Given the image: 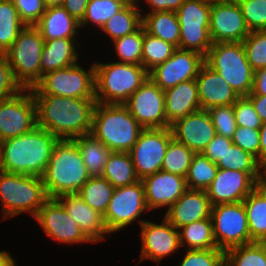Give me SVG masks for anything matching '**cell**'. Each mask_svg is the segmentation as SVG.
Returning a JSON list of instances; mask_svg holds the SVG:
<instances>
[{
    "label": "cell",
    "instance_id": "obj_1",
    "mask_svg": "<svg viewBox=\"0 0 266 266\" xmlns=\"http://www.w3.org/2000/svg\"><path fill=\"white\" fill-rule=\"evenodd\" d=\"M36 103L37 126L58 139L73 140L92 129L95 98H72L41 95L30 89Z\"/></svg>",
    "mask_w": 266,
    "mask_h": 266
},
{
    "label": "cell",
    "instance_id": "obj_2",
    "mask_svg": "<svg viewBox=\"0 0 266 266\" xmlns=\"http://www.w3.org/2000/svg\"><path fill=\"white\" fill-rule=\"evenodd\" d=\"M58 140L35 126L26 134L0 142V170L41 177Z\"/></svg>",
    "mask_w": 266,
    "mask_h": 266
},
{
    "label": "cell",
    "instance_id": "obj_3",
    "mask_svg": "<svg viewBox=\"0 0 266 266\" xmlns=\"http://www.w3.org/2000/svg\"><path fill=\"white\" fill-rule=\"evenodd\" d=\"M90 177L76 142L59 139L41 176L47 196L75 194Z\"/></svg>",
    "mask_w": 266,
    "mask_h": 266
},
{
    "label": "cell",
    "instance_id": "obj_4",
    "mask_svg": "<svg viewBox=\"0 0 266 266\" xmlns=\"http://www.w3.org/2000/svg\"><path fill=\"white\" fill-rule=\"evenodd\" d=\"M143 129L124 104L96 103L90 133L112 152H129Z\"/></svg>",
    "mask_w": 266,
    "mask_h": 266
},
{
    "label": "cell",
    "instance_id": "obj_5",
    "mask_svg": "<svg viewBox=\"0 0 266 266\" xmlns=\"http://www.w3.org/2000/svg\"><path fill=\"white\" fill-rule=\"evenodd\" d=\"M94 68L95 99L100 104H124L149 77L138 64L95 61Z\"/></svg>",
    "mask_w": 266,
    "mask_h": 266
},
{
    "label": "cell",
    "instance_id": "obj_6",
    "mask_svg": "<svg viewBox=\"0 0 266 266\" xmlns=\"http://www.w3.org/2000/svg\"><path fill=\"white\" fill-rule=\"evenodd\" d=\"M49 199L41 177L0 170V201L3 219L28 212L33 218Z\"/></svg>",
    "mask_w": 266,
    "mask_h": 266
},
{
    "label": "cell",
    "instance_id": "obj_7",
    "mask_svg": "<svg viewBox=\"0 0 266 266\" xmlns=\"http://www.w3.org/2000/svg\"><path fill=\"white\" fill-rule=\"evenodd\" d=\"M204 63L219 73L239 96L252 92L254 71L247 61L242 42L213 43Z\"/></svg>",
    "mask_w": 266,
    "mask_h": 266
},
{
    "label": "cell",
    "instance_id": "obj_8",
    "mask_svg": "<svg viewBox=\"0 0 266 266\" xmlns=\"http://www.w3.org/2000/svg\"><path fill=\"white\" fill-rule=\"evenodd\" d=\"M44 39L36 26L26 25L4 53L14 79L23 89L33 88L41 80L40 58Z\"/></svg>",
    "mask_w": 266,
    "mask_h": 266
},
{
    "label": "cell",
    "instance_id": "obj_9",
    "mask_svg": "<svg viewBox=\"0 0 266 266\" xmlns=\"http://www.w3.org/2000/svg\"><path fill=\"white\" fill-rule=\"evenodd\" d=\"M41 95L72 98H95V68L85 70L79 63L47 72L34 86Z\"/></svg>",
    "mask_w": 266,
    "mask_h": 266
},
{
    "label": "cell",
    "instance_id": "obj_10",
    "mask_svg": "<svg viewBox=\"0 0 266 266\" xmlns=\"http://www.w3.org/2000/svg\"><path fill=\"white\" fill-rule=\"evenodd\" d=\"M211 3L185 0L176 11L180 24L179 48L206 56L213 45L210 37Z\"/></svg>",
    "mask_w": 266,
    "mask_h": 266
},
{
    "label": "cell",
    "instance_id": "obj_11",
    "mask_svg": "<svg viewBox=\"0 0 266 266\" xmlns=\"http://www.w3.org/2000/svg\"><path fill=\"white\" fill-rule=\"evenodd\" d=\"M144 211H149L145 200V188L142 180L114 189L108 204L104 221L108 231L116 233L138 220L141 226L146 220L139 219Z\"/></svg>",
    "mask_w": 266,
    "mask_h": 266
},
{
    "label": "cell",
    "instance_id": "obj_12",
    "mask_svg": "<svg viewBox=\"0 0 266 266\" xmlns=\"http://www.w3.org/2000/svg\"><path fill=\"white\" fill-rule=\"evenodd\" d=\"M211 220L218 249L226 252L232 247L252 243L243 202L212 206Z\"/></svg>",
    "mask_w": 266,
    "mask_h": 266
},
{
    "label": "cell",
    "instance_id": "obj_13",
    "mask_svg": "<svg viewBox=\"0 0 266 266\" xmlns=\"http://www.w3.org/2000/svg\"><path fill=\"white\" fill-rule=\"evenodd\" d=\"M172 133L167 128H144L129 154L140 180L161 170Z\"/></svg>",
    "mask_w": 266,
    "mask_h": 266
},
{
    "label": "cell",
    "instance_id": "obj_14",
    "mask_svg": "<svg viewBox=\"0 0 266 266\" xmlns=\"http://www.w3.org/2000/svg\"><path fill=\"white\" fill-rule=\"evenodd\" d=\"M35 126L36 103L30 89L0 100V142L26 134Z\"/></svg>",
    "mask_w": 266,
    "mask_h": 266
},
{
    "label": "cell",
    "instance_id": "obj_15",
    "mask_svg": "<svg viewBox=\"0 0 266 266\" xmlns=\"http://www.w3.org/2000/svg\"><path fill=\"white\" fill-rule=\"evenodd\" d=\"M124 105L143 128L170 127L165 115V93L150 77Z\"/></svg>",
    "mask_w": 266,
    "mask_h": 266
},
{
    "label": "cell",
    "instance_id": "obj_16",
    "mask_svg": "<svg viewBox=\"0 0 266 266\" xmlns=\"http://www.w3.org/2000/svg\"><path fill=\"white\" fill-rule=\"evenodd\" d=\"M210 37L213 43L242 42L251 32L236 0L211 3Z\"/></svg>",
    "mask_w": 266,
    "mask_h": 266
},
{
    "label": "cell",
    "instance_id": "obj_17",
    "mask_svg": "<svg viewBox=\"0 0 266 266\" xmlns=\"http://www.w3.org/2000/svg\"><path fill=\"white\" fill-rule=\"evenodd\" d=\"M203 64L204 56L200 53L177 48L164 63L149 71V77L165 91L181 82L195 79Z\"/></svg>",
    "mask_w": 266,
    "mask_h": 266
},
{
    "label": "cell",
    "instance_id": "obj_18",
    "mask_svg": "<svg viewBox=\"0 0 266 266\" xmlns=\"http://www.w3.org/2000/svg\"><path fill=\"white\" fill-rule=\"evenodd\" d=\"M34 218L45 234L58 243L91 242L56 198H49Z\"/></svg>",
    "mask_w": 266,
    "mask_h": 266
},
{
    "label": "cell",
    "instance_id": "obj_19",
    "mask_svg": "<svg viewBox=\"0 0 266 266\" xmlns=\"http://www.w3.org/2000/svg\"><path fill=\"white\" fill-rule=\"evenodd\" d=\"M140 259L160 263L163 258L180 249V233L165 217L162 222L154 223L146 220L141 226Z\"/></svg>",
    "mask_w": 266,
    "mask_h": 266
},
{
    "label": "cell",
    "instance_id": "obj_20",
    "mask_svg": "<svg viewBox=\"0 0 266 266\" xmlns=\"http://www.w3.org/2000/svg\"><path fill=\"white\" fill-rule=\"evenodd\" d=\"M169 128L172 138L194 153H202L217 134L209 112L204 109L174 121Z\"/></svg>",
    "mask_w": 266,
    "mask_h": 266
},
{
    "label": "cell",
    "instance_id": "obj_21",
    "mask_svg": "<svg viewBox=\"0 0 266 266\" xmlns=\"http://www.w3.org/2000/svg\"><path fill=\"white\" fill-rule=\"evenodd\" d=\"M254 189L255 180L247 172L218 169L205 191L212 206H215L243 202Z\"/></svg>",
    "mask_w": 266,
    "mask_h": 266
},
{
    "label": "cell",
    "instance_id": "obj_22",
    "mask_svg": "<svg viewBox=\"0 0 266 266\" xmlns=\"http://www.w3.org/2000/svg\"><path fill=\"white\" fill-rule=\"evenodd\" d=\"M148 209L169 208L188 189L185 177L160 170L142 179Z\"/></svg>",
    "mask_w": 266,
    "mask_h": 266
},
{
    "label": "cell",
    "instance_id": "obj_23",
    "mask_svg": "<svg viewBox=\"0 0 266 266\" xmlns=\"http://www.w3.org/2000/svg\"><path fill=\"white\" fill-rule=\"evenodd\" d=\"M56 199L78 224L91 244L105 240L108 234L112 235L106 227L104 215L92 209L78 194H64Z\"/></svg>",
    "mask_w": 266,
    "mask_h": 266
},
{
    "label": "cell",
    "instance_id": "obj_24",
    "mask_svg": "<svg viewBox=\"0 0 266 266\" xmlns=\"http://www.w3.org/2000/svg\"><path fill=\"white\" fill-rule=\"evenodd\" d=\"M212 204L205 190L187 189L164 214L165 218L179 230L197 220L211 218Z\"/></svg>",
    "mask_w": 266,
    "mask_h": 266
},
{
    "label": "cell",
    "instance_id": "obj_25",
    "mask_svg": "<svg viewBox=\"0 0 266 266\" xmlns=\"http://www.w3.org/2000/svg\"><path fill=\"white\" fill-rule=\"evenodd\" d=\"M195 79L201 109L209 110L216 106L233 105L240 97L219 73L205 63Z\"/></svg>",
    "mask_w": 266,
    "mask_h": 266
},
{
    "label": "cell",
    "instance_id": "obj_26",
    "mask_svg": "<svg viewBox=\"0 0 266 266\" xmlns=\"http://www.w3.org/2000/svg\"><path fill=\"white\" fill-rule=\"evenodd\" d=\"M164 93L165 115L170 125L201 109L196 79L181 82Z\"/></svg>",
    "mask_w": 266,
    "mask_h": 266
},
{
    "label": "cell",
    "instance_id": "obj_27",
    "mask_svg": "<svg viewBox=\"0 0 266 266\" xmlns=\"http://www.w3.org/2000/svg\"><path fill=\"white\" fill-rule=\"evenodd\" d=\"M80 47L77 38H58L44 40V48L40 58L41 78L50 71L75 65L79 61ZM78 52V53H77Z\"/></svg>",
    "mask_w": 266,
    "mask_h": 266
},
{
    "label": "cell",
    "instance_id": "obj_28",
    "mask_svg": "<svg viewBox=\"0 0 266 266\" xmlns=\"http://www.w3.org/2000/svg\"><path fill=\"white\" fill-rule=\"evenodd\" d=\"M44 40L77 38L80 22L73 18L63 6L47 7L35 25Z\"/></svg>",
    "mask_w": 266,
    "mask_h": 266
},
{
    "label": "cell",
    "instance_id": "obj_29",
    "mask_svg": "<svg viewBox=\"0 0 266 266\" xmlns=\"http://www.w3.org/2000/svg\"><path fill=\"white\" fill-rule=\"evenodd\" d=\"M140 11L143 17L142 25L148 34L179 48L180 24L176 12L162 11L145 14L142 10Z\"/></svg>",
    "mask_w": 266,
    "mask_h": 266
},
{
    "label": "cell",
    "instance_id": "obj_30",
    "mask_svg": "<svg viewBox=\"0 0 266 266\" xmlns=\"http://www.w3.org/2000/svg\"><path fill=\"white\" fill-rule=\"evenodd\" d=\"M141 5L136 0H131L117 14L110 17L100 30L112 41L134 33L142 26Z\"/></svg>",
    "mask_w": 266,
    "mask_h": 266
},
{
    "label": "cell",
    "instance_id": "obj_31",
    "mask_svg": "<svg viewBox=\"0 0 266 266\" xmlns=\"http://www.w3.org/2000/svg\"><path fill=\"white\" fill-rule=\"evenodd\" d=\"M91 177L102 176L105 164L112 151L91 133L73 139Z\"/></svg>",
    "mask_w": 266,
    "mask_h": 266
},
{
    "label": "cell",
    "instance_id": "obj_32",
    "mask_svg": "<svg viewBox=\"0 0 266 266\" xmlns=\"http://www.w3.org/2000/svg\"><path fill=\"white\" fill-rule=\"evenodd\" d=\"M102 176L114 188L132 185L140 180L129 152H112L105 164Z\"/></svg>",
    "mask_w": 266,
    "mask_h": 266
},
{
    "label": "cell",
    "instance_id": "obj_33",
    "mask_svg": "<svg viewBox=\"0 0 266 266\" xmlns=\"http://www.w3.org/2000/svg\"><path fill=\"white\" fill-rule=\"evenodd\" d=\"M180 244L184 249L218 248L213 236L212 220H197L179 229Z\"/></svg>",
    "mask_w": 266,
    "mask_h": 266
},
{
    "label": "cell",
    "instance_id": "obj_34",
    "mask_svg": "<svg viewBox=\"0 0 266 266\" xmlns=\"http://www.w3.org/2000/svg\"><path fill=\"white\" fill-rule=\"evenodd\" d=\"M114 187L103 177H90L78 194L92 209L104 215L112 198Z\"/></svg>",
    "mask_w": 266,
    "mask_h": 266
},
{
    "label": "cell",
    "instance_id": "obj_35",
    "mask_svg": "<svg viewBox=\"0 0 266 266\" xmlns=\"http://www.w3.org/2000/svg\"><path fill=\"white\" fill-rule=\"evenodd\" d=\"M25 26L13 2L0 0V54L10 48Z\"/></svg>",
    "mask_w": 266,
    "mask_h": 266
},
{
    "label": "cell",
    "instance_id": "obj_36",
    "mask_svg": "<svg viewBox=\"0 0 266 266\" xmlns=\"http://www.w3.org/2000/svg\"><path fill=\"white\" fill-rule=\"evenodd\" d=\"M252 242L266 236V200L254 189L243 201Z\"/></svg>",
    "mask_w": 266,
    "mask_h": 266
},
{
    "label": "cell",
    "instance_id": "obj_37",
    "mask_svg": "<svg viewBox=\"0 0 266 266\" xmlns=\"http://www.w3.org/2000/svg\"><path fill=\"white\" fill-rule=\"evenodd\" d=\"M218 167L203 153H195L185 177L188 189L206 190L216 177Z\"/></svg>",
    "mask_w": 266,
    "mask_h": 266
},
{
    "label": "cell",
    "instance_id": "obj_38",
    "mask_svg": "<svg viewBox=\"0 0 266 266\" xmlns=\"http://www.w3.org/2000/svg\"><path fill=\"white\" fill-rule=\"evenodd\" d=\"M217 167L218 169L247 172L254 180L262 168L255 156L243 151L239 146L234 144L227 147L226 153L223 159L217 163Z\"/></svg>",
    "mask_w": 266,
    "mask_h": 266
},
{
    "label": "cell",
    "instance_id": "obj_39",
    "mask_svg": "<svg viewBox=\"0 0 266 266\" xmlns=\"http://www.w3.org/2000/svg\"><path fill=\"white\" fill-rule=\"evenodd\" d=\"M131 0H90L86 7V13L80 22V28L94 24L98 28L107 22L110 17L117 14Z\"/></svg>",
    "mask_w": 266,
    "mask_h": 266
},
{
    "label": "cell",
    "instance_id": "obj_40",
    "mask_svg": "<svg viewBox=\"0 0 266 266\" xmlns=\"http://www.w3.org/2000/svg\"><path fill=\"white\" fill-rule=\"evenodd\" d=\"M194 152L174 139L169 142L161 170L186 177Z\"/></svg>",
    "mask_w": 266,
    "mask_h": 266
},
{
    "label": "cell",
    "instance_id": "obj_41",
    "mask_svg": "<svg viewBox=\"0 0 266 266\" xmlns=\"http://www.w3.org/2000/svg\"><path fill=\"white\" fill-rule=\"evenodd\" d=\"M176 49L173 44L151 36L144 28L142 65L148 72L158 64L164 63Z\"/></svg>",
    "mask_w": 266,
    "mask_h": 266
},
{
    "label": "cell",
    "instance_id": "obj_42",
    "mask_svg": "<svg viewBox=\"0 0 266 266\" xmlns=\"http://www.w3.org/2000/svg\"><path fill=\"white\" fill-rule=\"evenodd\" d=\"M144 26L132 34L125 35L112 41L118 62L142 65Z\"/></svg>",
    "mask_w": 266,
    "mask_h": 266
},
{
    "label": "cell",
    "instance_id": "obj_43",
    "mask_svg": "<svg viewBox=\"0 0 266 266\" xmlns=\"http://www.w3.org/2000/svg\"><path fill=\"white\" fill-rule=\"evenodd\" d=\"M230 266H266V258L256 242L236 246L225 252Z\"/></svg>",
    "mask_w": 266,
    "mask_h": 266
},
{
    "label": "cell",
    "instance_id": "obj_44",
    "mask_svg": "<svg viewBox=\"0 0 266 266\" xmlns=\"http://www.w3.org/2000/svg\"><path fill=\"white\" fill-rule=\"evenodd\" d=\"M242 44L252 70L266 68V30L251 31Z\"/></svg>",
    "mask_w": 266,
    "mask_h": 266
},
{
    "label": "cell",
    "instance_id": "obj_45",
    "mask_svg": "<svg viewBox=\"0 0 266 266\" xmlns=\"http://www.w3.org/2000/svg\"><path fill=\"white\" fill-rule=\"evenodd\" d=\"M250 31L266 30V0H236Z\"/></svg>",
    "mask_w": 266,
    "mask_h": 266
},
{
    "label": "cell",
    "instance_id": "obj_46",
    "mask_svg": "<svg viewBox=\"0 0 266 266\" xmlns=\"http://www.w3.org/2000/svg\"><path fill=\"white\" fill-rule=\"evenodd\" d=\"M184 258L178 266H221L225 252L221 249H185Z\"/></svg>",
    "mask_w": 266,
    "mask_h": 266
},
{
    "label": "cell",
    "instance_id": "obj_47",
    "mask_svg": "<svg viewBox=\"0 0 266 266\" xmlns=\"http://www.w3.org/2000/svg\"><path fill=\"white\" fill-rule=\"evenodd\" d=\"M207 111L211 116L216 133L231 139L237 127L233 105L216 106Z\"/></svg>",
    "mask_w": 266,
    "mask_h": 266
},
{
    "label": "cell",
    "instance_id": "obj_48",
    "mask_svg": "<svg viewBox=\"0 0 266 266\" xmlns=\"http://www.w3.org/2000/svg\"><path fill=\"white\" fill-rule=\"evenodd\" d=\"M233 109L237 126L253 129L261 128L263 121L246 96H240L233 104Z\"/></svg>",
    "mask_w": 266,
    "mask_h": 266
},
{
    "label": "cell",
    "instance_id": "obj_49",
    "mask_svg": "<svg viewBox=\"0 0 266 266\" xmlns=\"http://www.w3.org/2000/svg\"><path fill=\"white\" fill-rule=\"evenodd\" d=\"M231 140L234 145L239 146L243 151L249 152L250 154L255 156L259 163V129L237 126Z\"/></svg>",
    "mask_w": 266,
    "mask_h": 266
},
{
    "label": "cell",
    "instance_id": "obj_50",
    "mask_svg": "<svg viewBox=\"0 0 266 266\" xmlns=\"http://www.w3.org/2000/svg\"><path fill=\"white\" fill-rule=\"evenodd\" d=\"M16 7L20 20L25 25L35 26L46 11L44 0H11Z\"/></svg>",
    "mask_w": 266,
    "mask_h": 266
},
{
    "label": "cell",
    "instance_id": "obj_51",
    "mask_svg": "<svg viewBox=\"0 0 266 266\" xmlns=\"http://www.w3.org/2000/svg\"><path fill=\"white\" fill-rule=\"evenodd\" d=\"M23 88L14 79L4 54H0V100L16 96Z\"/></svg>",
    "mask_w": 266,
    "mask_h": 266
},
{
    "label": "cell",
    "instance_id": "obj_52",
    "mask_svg": "<svg viewBox=\"0 0 266 266\" xmlns=\"http://www.w3.org/2000/svg\"><path fill=\"white\" fill-rule=\"evenodd\" d=\"M232 144L233 142L230 138L216 134L202 153L210 161L217 164L221 159H223L227 147Z\"/></svg>",
    "mask_w": 266,
    "mask_h": 266
},
{
    "label": "cell",
    "instance_id": "obj_53",
    "mask_svg": "<svg viewBox=\"0 0 266 266\" xmlns=\"http://www.w3.org/2000/svg\"><path fill=\"white\" fill-rule=\"evenodd\" d=\"M140 3V0H136ZM149 5V12L173 11L176 12L185 0H144Z\"/></svg>",
    "mask_w": 266,
    "mask_h": 266
},
{
    "label": "cell",
    "instance_id": "obj_54",
    "mask_svg": "<svg viewBox=\"0 0 266 266\" xmlns=\"http://www.w3.org/2000/svg\"><path fill=\"white\" fill-rule=\"evenodd\" d=\"M89 1L90 0H65L62 6L73 18L81 22L85 16Z\"/></svg>",
    "mask_w": 266,
    "mask_h": 266
},
{
    "label": "cell",
    "instance_id": "obj_55",
    "mask_svg": "<svg viewBox=\"0 0 266 266\" xmlns=\"http://www.w3.org/2000/svg\"><path fill=\"white\" fill-rule=\"evenodd\" d=\"M263 122H266V95L249 94L246 96Z\"/></svg>",
    "mask_w": 266,
    "mask_h": 266
},
{
    "label": "cell",
    "instance_id": "obj_56",
    "mask_svg": "<svg viewBox=\"0 0 266 266\" xmlns=\"http://www.w3.org/2000/svg\"><path fill=\"white\" fill-rule=\"evenodd\" d=\"M250 94L266 95V68L254 72L253 89Z\"/></svg>",
    "mask_w": 266,
    "mask_h": 266
},
{
    "label": "cell",
    "instance_id": "obj_57",
    "mask_svg": "<svg viewBox=\"0 0 266 266\" xmlns=\"http://www.w3.org/2000/svg\"><path fill=\"white\" fill-rule=\"evenodd\" d=\"M260 133V151H259V164L262 168L266 167V122H263Z\"/></svg>",
    "mask_w": 266,
    "mask_h": 266
},
{
    "label": "cell",
    "instance_id": "obj_58",
    "mask_svg": "<svg viewBox=\"0 0 266 266\" xmlns=\"http://www.w3.org/2000/svg\"><path fill=\"white\" fill-rule=\"evenodd\" d=\"M255 190L266 200V167L261 168L255 179Z\"/></svg>",
    "mask_w": 266,
    "mask_h": 266
},
{
    "label": "cell",
    "instance_id": "obj_59",
    "mask_svg": "<svg viewBox=\"0 0 266 266\" xmlns=\"http://www.w3.org/2000/svg\"><path fill=\"white\" fill-rule=\"evenodd\" d=\"M0 266H17L15 258L8 251H0Z\"/></svg>",
    "mask_w": 266,
    "mask_h": 266
},
{
    "label": "cell",
    "instance_id": "obj_60",
    "mask_svg": "<svg viewBox=\"0 0 266 266\" xmlns=\"http://www.w3.org/2000/svg\"><path fill=\"white\" fill-rule=\"evenodd\" d=\"M65 0H44L46 7L62 6Z\"/></svg>",
    "mask_w": 266,
    "mask_h": 266
},
{
    "label": "cell",
    "instance_id": "obj_61",
    "mask_svg": "<svg viewBox=\"0 0 266 266\" xmlns=\"http://www.w3.org/2000/svg\"><path fill=\"white\" fill-rule=\"evenodd\" d=\"M256 243L258 244V246L260 247V249L262 250L263 254L265 255L266 258V236L258 239L256 241Z\"/></svg>",
    "mask_w": 266,
    "mask_h": 266
},
{
    "label": "cell",
    "instance_id": "obj_62",
    "mask_svg": "<svg viewBox=\"0 0 266 266\" xmlns=\"http://www.w3.org/2000/svg\"><path fill=\"white\" fill-rule=\"evenodd\" d=\"M200 1L207 2V3H212V2L217 1V0H200Z\"/></svg>",
    "mask_w": 266,
    "mask_h": 266
},
{
    "label": "cell",
    "instance_id": "obj_63",
    "mask_svg": "<svg viewBox=\"0 0 266 266\" xmlns=\"http://www.w3.org/2000/svg\"><path fill=\"white\" fill-rule=\"evenodd\" d=\"M221 266H230L226 261Z\"/></svg>",
    "mask_w": 266,
    "mask_h": 266
}]
</instances>
